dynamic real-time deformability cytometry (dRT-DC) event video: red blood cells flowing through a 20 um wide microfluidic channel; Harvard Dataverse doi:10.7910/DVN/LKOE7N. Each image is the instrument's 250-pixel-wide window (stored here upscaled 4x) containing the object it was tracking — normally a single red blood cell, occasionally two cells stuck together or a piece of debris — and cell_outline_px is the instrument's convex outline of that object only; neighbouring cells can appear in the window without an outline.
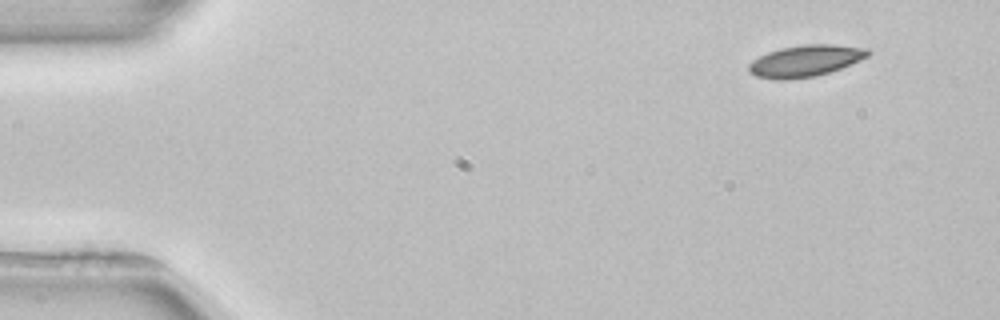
{"species": "common noctule bat (a hibernating species)", "species_latin": "Nyctalus noctula", "temperature_condition": "room temperature", "stored_images_in_passage": 5, "camera_frame_rate_fps": 3000, "um_per_image_px": 0.085, "animal": {"sex": "female", "body_mass_g": 22.7, "forearm_length_mm": 54.2}, "frame": {"image": 1, "passage_image": 1, "time_ms": 0.0, "image_size_px": [1000, 320], "cell_outline_px": [[872, 52], [868, 56], [840, 68], [816, 76], [788, 80], [776, 80], [756, 76], [748, 72], [748, 64], [752, 60], [768, 52], [784, 48], [808, 44], [832, 44], [868, 48]], "centroid_in_image_um": [68.44, 5.18], "position_along_channel_um": 16.6, "area_um2": 21.79}}
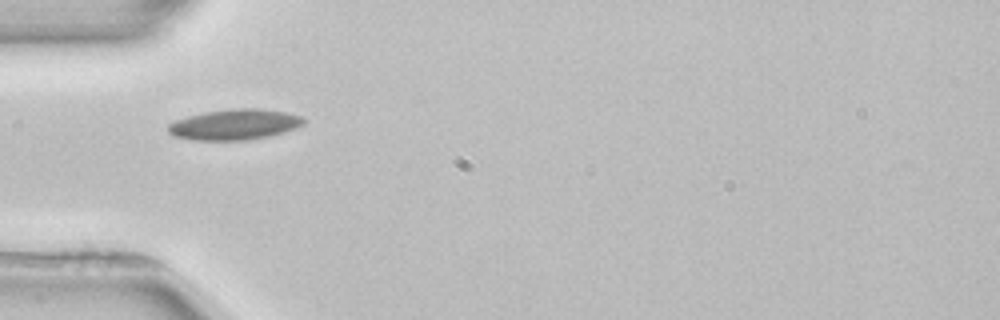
{"frame": {"image": 2, "passage_image": 3, "time_ms": 4.0, "image_size_px": [1000, 320], "cell_outline_px": [[304, 124], [296, 128], [284, 132], [268, 136], [248, 140], [196, 140], [176, 136], [168, 132], [168, 124], [176, 120], [188, 116], [204, 112], [232, 108], [260, 108], [284, 112], [300, 116], [304, 120]], "centroid_in_image_um": [19.94, 10.58], "position_along_channel_um": 65.1, "area_um2": 24.04}}